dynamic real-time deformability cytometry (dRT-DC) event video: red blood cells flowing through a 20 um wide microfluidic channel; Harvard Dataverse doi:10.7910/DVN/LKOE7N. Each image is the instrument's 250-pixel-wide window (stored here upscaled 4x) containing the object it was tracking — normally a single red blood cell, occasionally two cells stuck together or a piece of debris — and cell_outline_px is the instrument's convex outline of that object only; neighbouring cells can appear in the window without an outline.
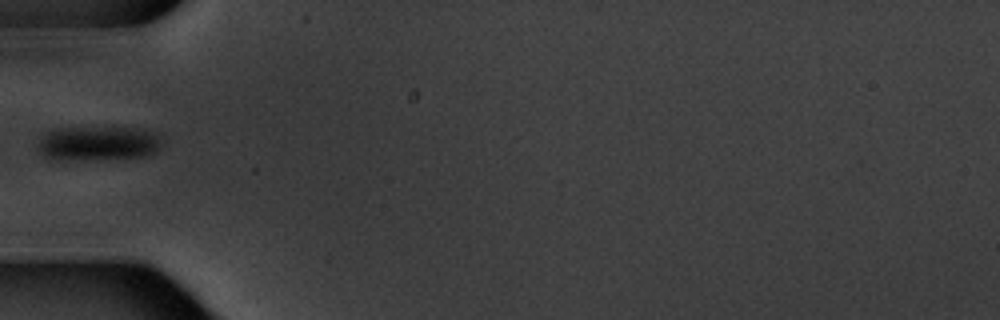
{"species": "common noctule bat (a hibernating species)", "species_latin": "Nyctalus noctula", "temperature_condition": "warm", "stored_images_in_passage": 1, "camera_frame_rate_fps": 3000, "um_per_image_px": 0.085, "animal": {"sex": "male", "body_mass_g": 20.1, "forearm_length_mm": 53.5}, "frame": {"image": 1, "passage_image": 1, "time_ms": 0.0, "image_size_px": [1000, 320], "cell_outline_px": [[160, 148], [156, 152], [148, 156], [100, 160], [52, 160], [40, 156], [36, 148], [36, 144], [40, 136], [48, 132], [60, 128], [144, 128], [156, 132], [160, 140]], "centroid_in_image_um": [8.29, 12.22], "position_along_channel_um": 76.7, "area_um2": 25.66}}